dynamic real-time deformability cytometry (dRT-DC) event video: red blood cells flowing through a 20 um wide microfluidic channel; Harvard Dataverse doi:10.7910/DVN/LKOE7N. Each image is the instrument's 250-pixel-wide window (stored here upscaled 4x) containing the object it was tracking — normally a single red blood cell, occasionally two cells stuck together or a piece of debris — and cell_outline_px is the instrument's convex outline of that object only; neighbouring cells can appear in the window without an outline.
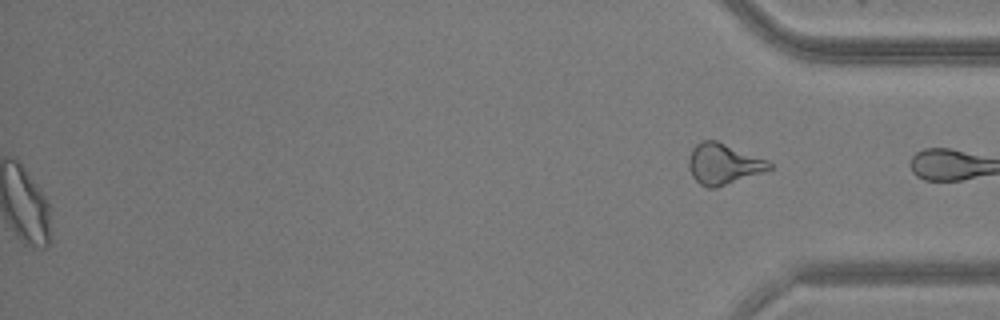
{"species": "common noctule bat (a hibernating species)", "species_latin": "Nyctalus noctula", "temperature_condition": "warm", "stored_images_in_passage": 34, "segment_of_instrument_passage": [2, 2], "camera_frame_rate_fps": 3000, "um_per_image_px": 0.085, "animal": {"sex": "male", "body_mass_g": 20.5, "forearm_length_mm": 52.5}, "frame": {"image": 1, "passage_image": 34, "time_ms": 11.0, "image_size_px": [1000, 320], "cell_outline_px": [[772, 168], [764, 172], [716, 188], [708, 188], [700, 184], [692, 176], [688, 168], [688, 156], [692, 148], [700, 140], [716, 140], [768, 160], [772, 164]], "centroid_in_image_um": [61.47, 13.93], "position_along_channel_um": 373.7, "area_um2": 19.31}}